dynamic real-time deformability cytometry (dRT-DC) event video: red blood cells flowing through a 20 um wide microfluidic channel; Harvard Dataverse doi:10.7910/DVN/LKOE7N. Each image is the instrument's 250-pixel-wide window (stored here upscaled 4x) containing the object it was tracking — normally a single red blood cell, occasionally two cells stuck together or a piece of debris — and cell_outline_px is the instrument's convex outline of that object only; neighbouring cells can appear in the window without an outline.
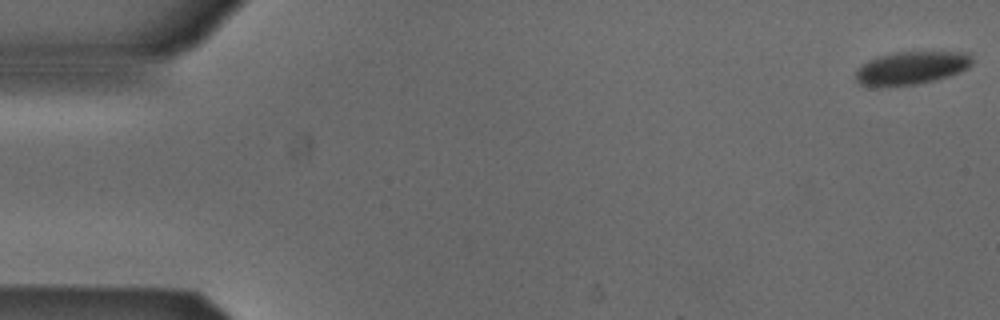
{"species": "Egyptian fruit bat (a non-hibernating species)", "species_latin": "Rousettus aegyptiacus", "temperature_condition": "cold", "stored_images_in_passage": 8, "camera_frame_rate_fps": 3000, "um_per_image_px": 0.085, "animal": {"sex": "male"}, "frame": {"image": 1, "passage_image": 1, "time_ms": 0.0, "image_size_px": [1000, 320], "cell_outline_px": [[972, 60], [964, 68], [956, 72], [932, 80], [916, 84], [860, 84], [856, 80], [856, 68], [860, 64], [876, 56], [892, 52], [968, 52]], "centroid_in_image_um": [77.39, 5.72], "position_along_channel_um": 7.6, "area_um2": 21.5}}